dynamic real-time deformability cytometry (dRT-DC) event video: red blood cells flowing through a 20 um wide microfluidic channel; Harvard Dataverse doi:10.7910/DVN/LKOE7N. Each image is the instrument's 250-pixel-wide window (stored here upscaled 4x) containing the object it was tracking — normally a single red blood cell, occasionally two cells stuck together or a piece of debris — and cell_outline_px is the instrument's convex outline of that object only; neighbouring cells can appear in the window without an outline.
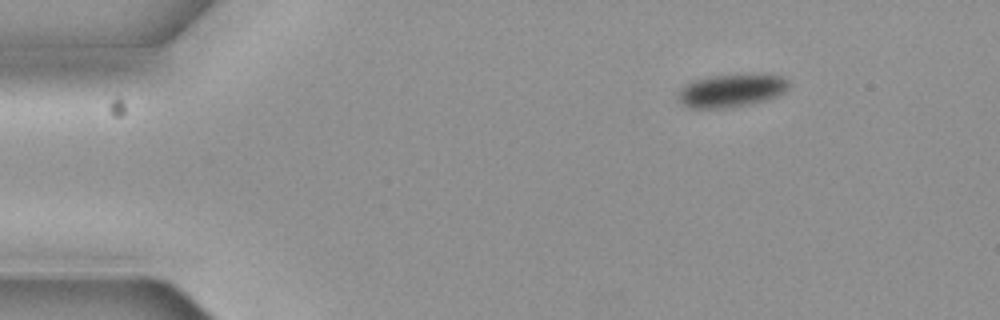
{"species": "common noctule bat (a hibernating species)", "species_latin": "Nyctalus noctula", "temperature_condition": "cold", "stored_images_in_passage": 4, "camera_frame_rate_fps": 3000, "um_per_image_px": 0.085, "animal": {"sex": "female", "body_mass_g": 19.3, "forearm_length_mm": 54.1}, "frame": {"image": 1, "passage_image": 1, "time_ms": 0.0, "image_size_px": [1000, 320], "cell_outline_px": [[788, 88], [784, 92], [768, 100], [732, 108], [688, 108], [680, 104], [676, 96], [680, 88], [692, 80], [712, 76], [780, 76], [788, 80]], "centroid_in_image_um": [62.07, 7.75], "position_along_channel_um": 22.9, "area_um2": 21.04}}
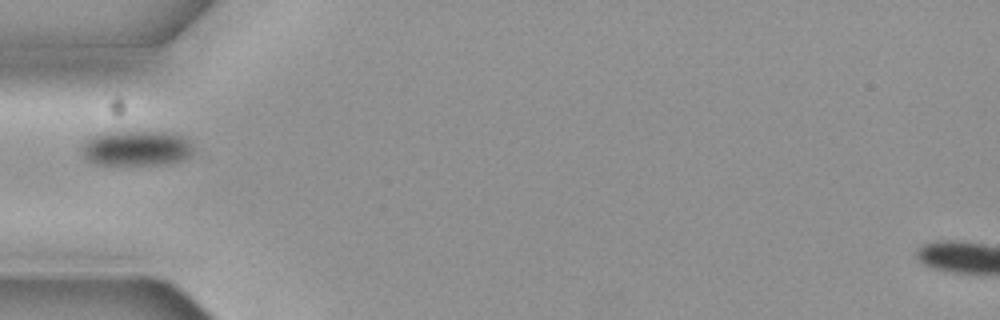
{"frame": {"image": 2, "passage_image": 4, "time_ms": 1.0, "image_size_px": [1000, 320], "cell_outline_px": [[192, 152], [188, 156], [180, 160], [160, 164], [96, 164], [88, 160], [80, 152], [80, 144], [88, 136], [100, 132], [116, 128], [120, 128], [172, 132], [184, 136], [192, 144]], "centroid_in_image_um": [11.49, 12.5], "position_along_channel_um": 73.5, "area_um2": 24.22}}